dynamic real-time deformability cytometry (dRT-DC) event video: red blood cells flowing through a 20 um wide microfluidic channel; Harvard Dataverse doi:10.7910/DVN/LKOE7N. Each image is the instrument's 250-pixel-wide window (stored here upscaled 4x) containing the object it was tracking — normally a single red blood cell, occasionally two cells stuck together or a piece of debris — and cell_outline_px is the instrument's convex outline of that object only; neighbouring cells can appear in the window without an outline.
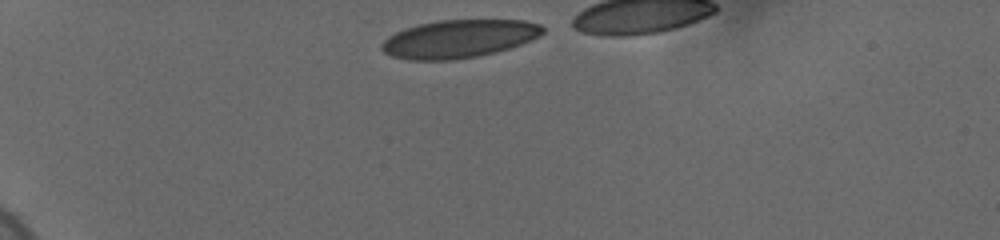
{"species": "human", "species_latin": "Homo sapiens", "temperature_condition": "cold", "stored_images_in_passage": 35, "camera_frame_rate_fps": 3000, "um_per_image_px": 0.085, "donor": {"sex": "female"}, "frame": {"image": 1, "passage_image": 1, "time_ms": 0.0, "image_size_px": [1000, 240], "cell_outline_px": [[544, 32], [540, 36], [520, 44], [496, 52], [476, 56], [452, 60], [408, 60], [392, 56], [384, 52], [380, 48], [380, 44], [388, 36], [404, 28], [420, 24], [440, 20], [524, 20], [540, 24], [544, 28]], "centroid_in_image_um": [38.99, 3.3], "position_along_channel_um": 46.0, "area_um2": 35.66}}
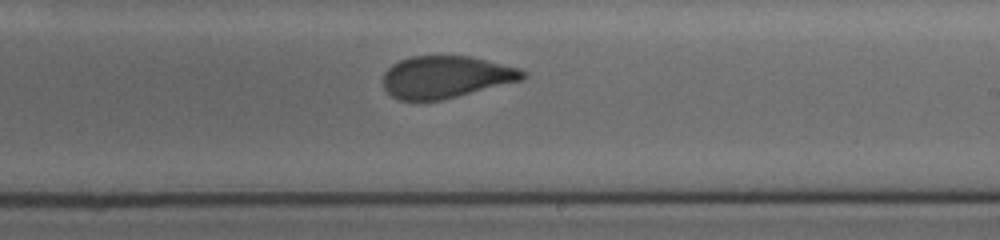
{"frame": {"image": 2, "passage_image": 22, "time_ms": 7.0, "image_size_px": [1000, 240], "cell_outline_px": [[528, 76], [520, 80], [440, 100], [400, 100], [392, 96], [384, 88], [384, 72], [392, 64], [400, 60], [412, 56], [468, 56], [520, 68]], "centroid_in_image_um": [37.87, 6.53], "position_along_channel_um": 251.1, "area_um2": 33.76}}
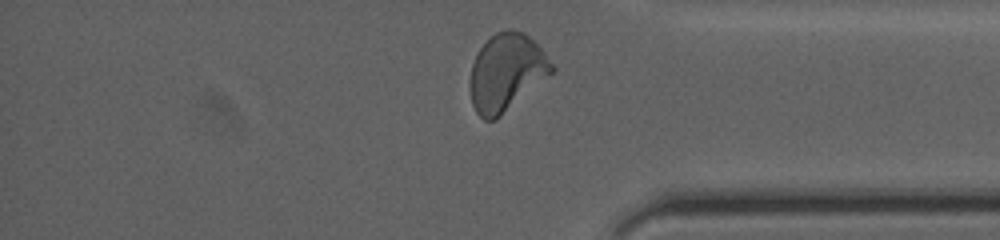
{"frame": {"image": 3, "passage_image": 34, "time_ms": 11.0, "image_size_px": [1000, 240], "cell_outline_px": [[556, 68], [552, 72], [496, 120], [484, 120], [476, 112], [472, 104], [472, 64], [480, 48], [496, 32], [508, 28], [512, 28], [524, 32], [544, 52]], "centroid_in_image_um": [43.06, 6.13], "position_along_channel_um": 392.1, "area_um2": 35.95}, "authors_computed_cell_mechanics": {"area_um2": 35.7782, "velocity_mm_per_s": 3.6657, "shape_relaxation_time_tau1_ms": 9.0357, "shape_relaxation_time_tau2_ms": 0.7722, "deformation_change_tau1": 0.2217, "deformation_change_tau2": 0.0688}}